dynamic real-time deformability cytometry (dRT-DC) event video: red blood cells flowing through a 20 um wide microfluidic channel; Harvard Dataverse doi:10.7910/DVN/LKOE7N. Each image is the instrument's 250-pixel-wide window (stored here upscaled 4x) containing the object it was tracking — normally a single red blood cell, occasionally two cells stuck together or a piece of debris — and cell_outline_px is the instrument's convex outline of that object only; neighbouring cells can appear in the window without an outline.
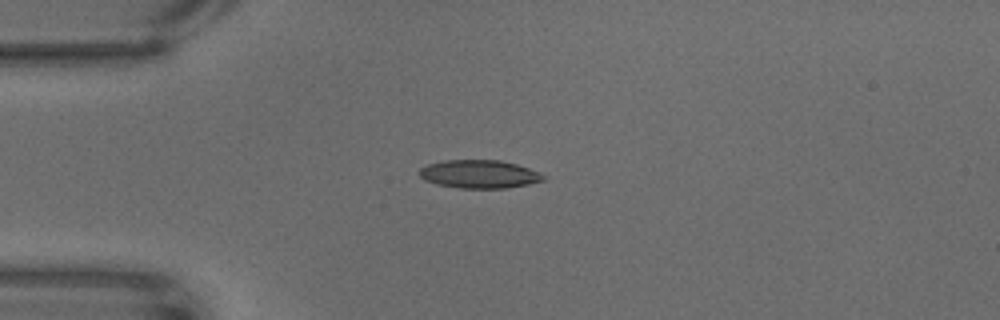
{"species": "common noctule bat (a hibernating species)", "species_latin": "Nyctalus noctula", "temperature_condition": "warm", "stored_images_in_passage": 49, "camera_frame_rate_fps": 3000, "um_per_image_px": 0.085, "animal": {"sex": "male", "body_mass_g": 18.8}, "frame": {"image": 1, "passage_image": 1, "time_ms": 0.0, "image_size_px": [1000, 320], "cell_outline_px": [[548, 176], [544, 180], [528, 184], [504, 188], [460, 188], [436, 184], [424, 180], [420, 176], [420, 168], [428, 164], [444, 160], [500, 160], [516, 164], [528, 168]], "centroid_in_image_um": [40.74, 14.8], "position_along_channel_um": 44.3, "area_um2": 20.35}}
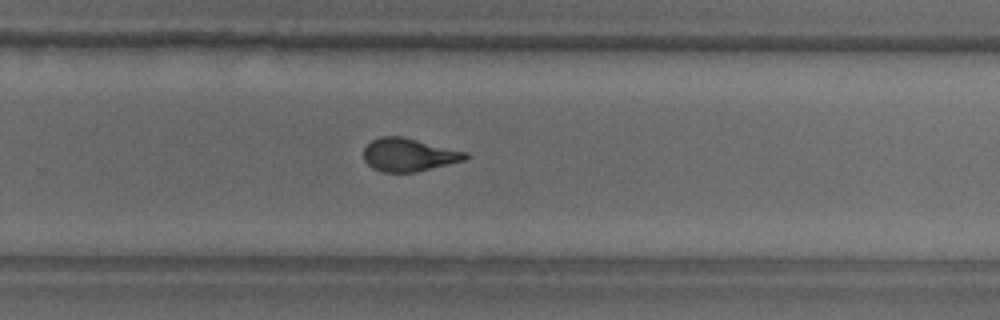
{"frame": {"image": 2, "passage_image": 27, "time_ms": 8.667, "image_size_px": [1000, 320], "cell_outline_px": [[472, 156], [464, 160], [416, 172], [384, 172], [372, 168], [364, 160], [364, 148], [372, 140], [380, 136], [400, 136], [468, 152]], "centroid_in_image_um": [34.75, 13.16], "position_along_channel_um": 295.0, "area_um2": 19.54}}
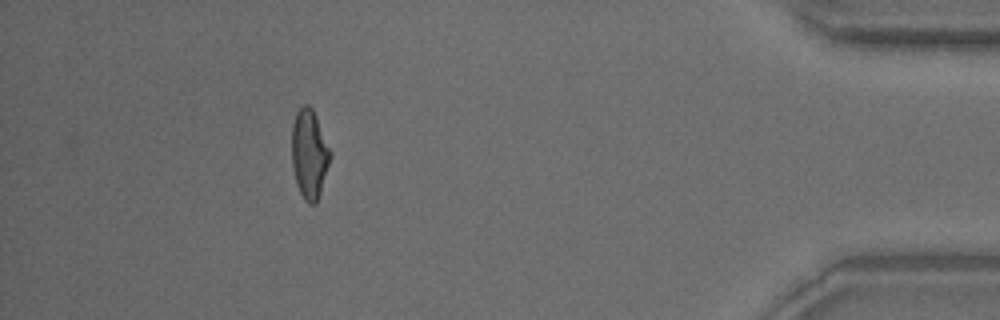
{"frame": {"image": 3, "passage_image": 43, "time_ms": 14.0, "image_size_px": [1000, 320], "cell_outline_px": [[332, 156], [316, 204], [308, 204], [304, 200], [296, 184], [292, 164], [292, 124], [296, 112], [304, 104], [308, 104], [312, 108], [316, 116], [332, 152]], "centroid_in_image_um": [26.3, 13.09], "position_along_channel_um": 408.9, "area_um2": 20.11}}